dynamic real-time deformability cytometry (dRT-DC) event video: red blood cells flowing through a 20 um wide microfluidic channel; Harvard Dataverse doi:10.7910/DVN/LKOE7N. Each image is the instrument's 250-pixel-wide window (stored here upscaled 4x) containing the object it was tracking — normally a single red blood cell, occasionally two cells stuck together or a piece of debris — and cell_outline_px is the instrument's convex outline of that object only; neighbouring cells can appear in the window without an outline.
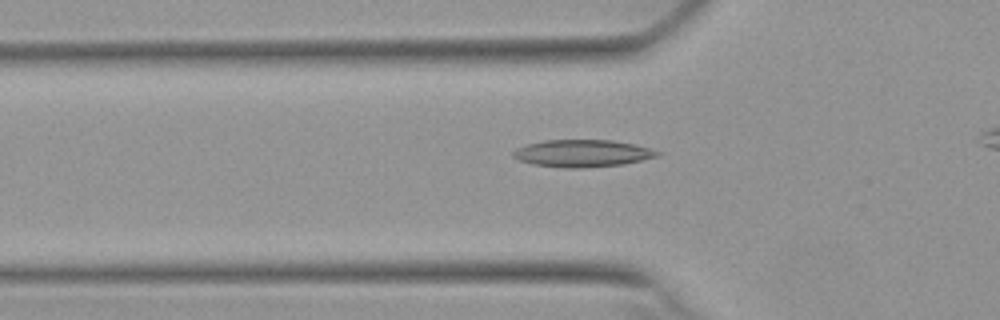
{"species": "Egyptian fruit bat (a non-hibernating species)", "species_latin": "Rousettus aegyptiacus", "temperature_condition": "warm", "stored_images_in_passage": 29, "camera_frame_rate_fps": 3000, "um_per_image_px": 0.085, "animal": {"sex": "female"}, "frame": {"image": 1, "passage_image": 8, "time_ms": 2.333, "image_size_px": [1000, 320], "cell_outline_px": [[664, 152], [660, 156], [624, 164], [580, 168], [564, 168], [532, 164], [520, 160], [512, 156], [512, 152], [516, 148], [524, 144], [544, 140], [612, 140], [636, 144]], "centroid_in_image_um": [49.53, 13.03], "position_along_channel_um": 76.3, "area_um2": 23.18}}
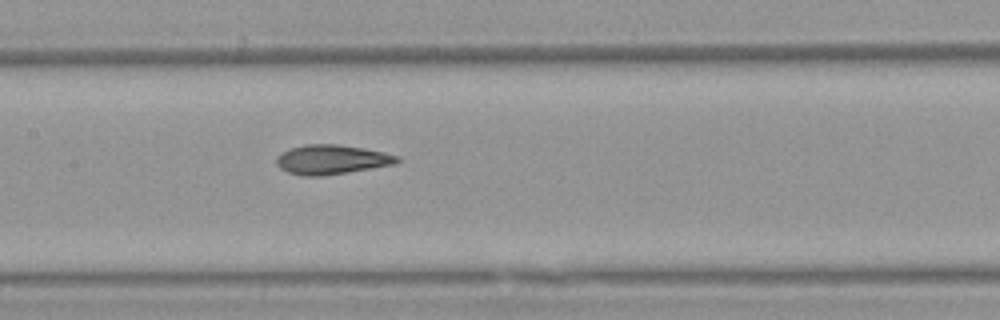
{"frame": {"image": 2, "passage_image": 16, "time_ms": 5.0, "image_size_px": [1000, 320], "cell_outline_px": [[404, 160], [396, 164], [324, 176], [304, 176], [288, 172], [280, 168], [276, 164], [276, 156], [292, 148], [304, 144], [336, 144], [364, 148], [384, 152], [400, 156]], "centroid_in_image_um": [28.24, 13.56], "position_along_channel_um": 179.2, "area_um2": 20.87}}
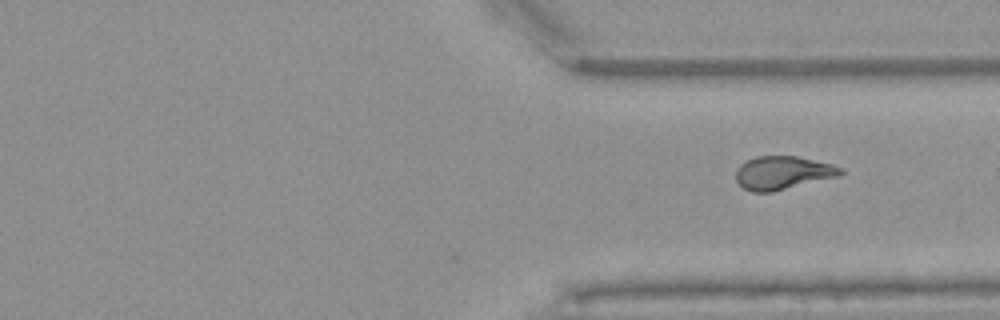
{"frame": {"image": 3, "passage_image": 29, "time_ms": 9.333, "image_size_px": [1000, 320], "cell_outline_px": [[844, 172], [840, 176], [772, 192], [752, 192], [744, 188], [736, 180], [736, 172], [740, 164], [756, 156], [796, 156], [832, 164], [840, 168]], "centroid_in_image_um": [66.54, 14.69], "position_along_channel_um": 344.9, "area_um2": 20.23}}